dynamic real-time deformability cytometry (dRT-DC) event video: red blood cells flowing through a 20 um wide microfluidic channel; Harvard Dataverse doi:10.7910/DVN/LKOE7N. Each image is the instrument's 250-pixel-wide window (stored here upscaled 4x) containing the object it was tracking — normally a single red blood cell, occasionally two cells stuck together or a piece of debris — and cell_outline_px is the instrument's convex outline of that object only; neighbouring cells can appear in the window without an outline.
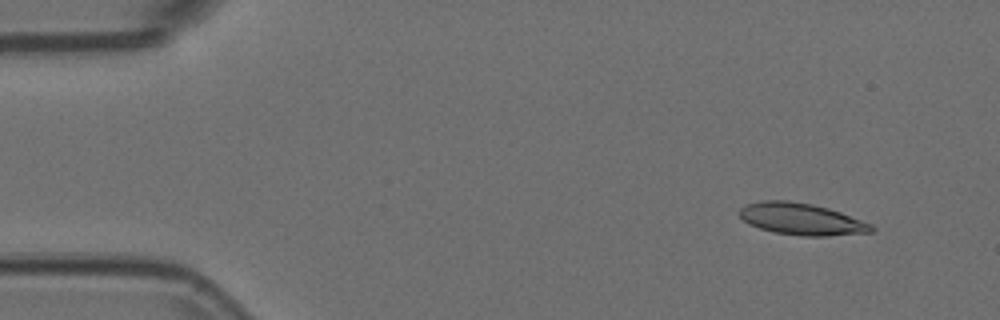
{"species": "Egyptian fruit bat (a non-hibernating species)", "species_latin": "Rousettus aegyptiacus", "temperature_condition": "room temperature", "stored_images_in_passage": 3, "camera_frame_rate_fps": 3000, "um_per_image_px": 0.085, "animal": {"sex": "female"}, "frame": {"image": 1, "passage_image": 1, "time_ms": 0.0, "image_size_px": [1000, 320], "cell_outline_px": [[876, 228], [872, 232], [828, 236], [800, 236], [772, 232], [748, 224], [740, 216], [740, 208], [744, 204], [760, 200], [788, 200], [812, 204], [828, 208], [840, 212], [872, 224]], "centroid_in_image_um": [68.11, 18.62], "position_along_channel_um": 16.9, "area_um2": 24.62}}
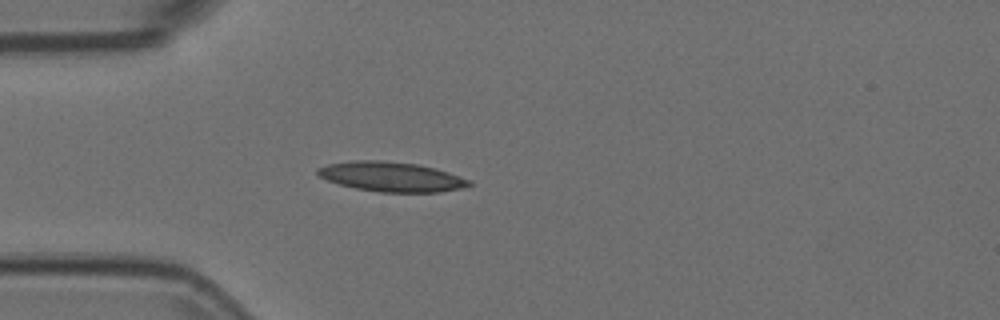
{"frame": {"image": 2, "passage_image": 3, "time_ms": 0.667, "image_size_px": [1000, 320], "cell_outline_px": [[472, 184], [460, 188], [440, 192], [380, 192], [356, 188], [340, 184], [328, 180], [320, 176], [316, 172], [316, 168], [328, 164], [352, 160], [380, 160], [416, 164], [436, 168], [472, 180]], "centroid_in_image_um": [33.27, 15.01], "position_along_channel_um": 51.7, "area_um2": 26.13}}